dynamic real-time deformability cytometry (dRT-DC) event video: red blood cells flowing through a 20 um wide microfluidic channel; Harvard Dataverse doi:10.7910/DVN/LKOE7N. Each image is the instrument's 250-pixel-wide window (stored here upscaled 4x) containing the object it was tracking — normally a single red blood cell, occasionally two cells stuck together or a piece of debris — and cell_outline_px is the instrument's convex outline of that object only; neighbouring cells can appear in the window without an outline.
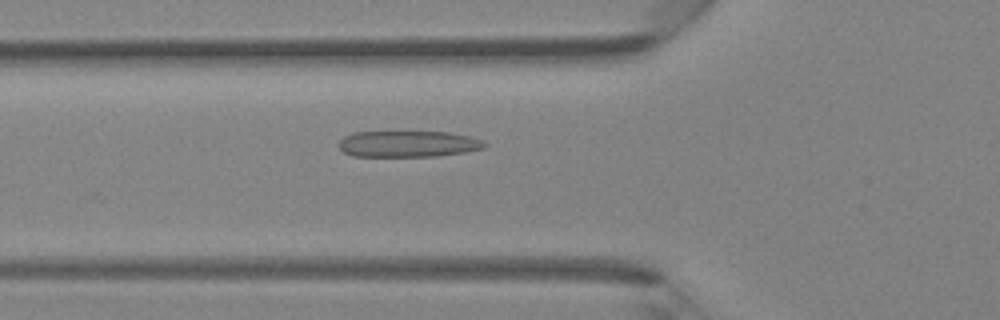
{"species": "Egyptian fruit bat (a non-hibernating species)", "species_latin": "Rousettus aegyptiacus", "temperature_condition": "room temperature", "stored_images_in_passage": 18, "camera_frame_rate_fps": 3000, "um_per_image_px": 0.085, "animal": {"sex": "female"}, "frame": {"image": 1, "passage_image": 6, "time_ms": 1.667, "image_size_px": [1000, 320], "cell_outline_px": [[488, 144], [484, 148], [464, 152], [436, 156], [352, 156], [344, 152], [340, 148], [340, 140], [344, 136], [352, 132], [448, 132], [468, 136], [480, 140]], "centroid_in_image_um": [34.67, 12.23], "position_along_channel_um": 91.1, "area_um2": 22.14}}
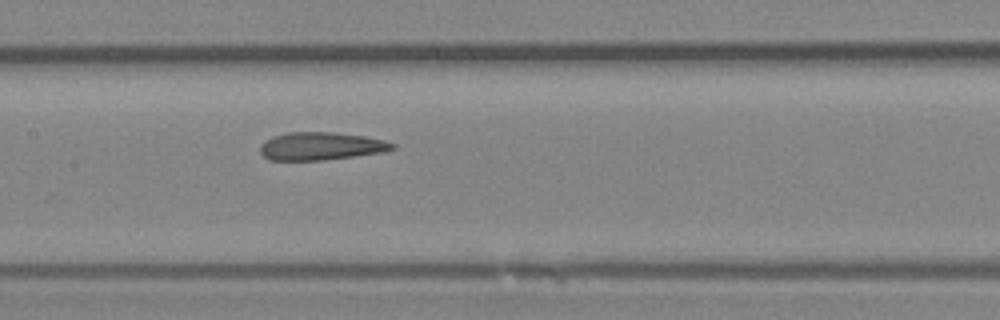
{"frame": {"image": 2, "passage_image": 12, "time_ms": 3.667, "image_size_px": [1000, 320], "cell_outline_px": [[396, 148], [380, 152], [324, 160], [268, 160], [260, 152], [260, 144], [264, 140], [288, 132], [332, 132], [364, 136], [384, 140], [396, 144]], "centroid_in_image_um": [27.25, 12.42], "position_along_channel_um": 180.1, "area_um2": 21.33}}
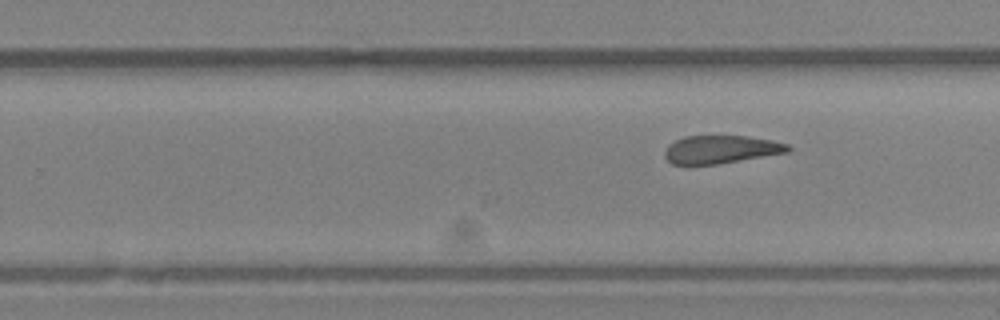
{"frame": {"image": 3, "passage_image": 18, "time_ms": 5.667, "image_size_px": [1000, 320], "cell_outline_px": [[792, 148], [788, 152], [716, 164], [672, 164], [664, 156], [664, 152], [668, 144], [684, 136], [744, 136], [772, 140], [788, 144]], "centroid_in_image_um": [61.26, 12.69], "position_along_channel_um": 268.5, "area_um2": 19.94}}